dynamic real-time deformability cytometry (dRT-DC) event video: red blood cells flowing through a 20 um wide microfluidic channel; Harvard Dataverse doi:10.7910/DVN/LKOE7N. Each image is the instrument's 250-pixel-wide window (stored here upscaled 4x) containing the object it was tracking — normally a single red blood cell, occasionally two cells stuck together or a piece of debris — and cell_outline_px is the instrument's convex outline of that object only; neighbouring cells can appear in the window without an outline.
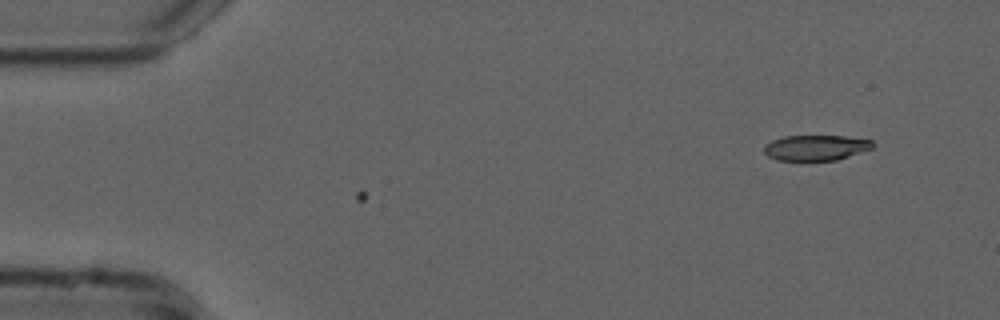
{"species": "common noctule bat (a hibernating species)", "species_latin": "Nyctalus noctula", "temperature_condition": "cold", "stored_images_in_passage": 9, "camera_frame_rate_fps": 3000, "um_per_image_px": 0.085, "animal": {"sex": "male", "forearm_length_mm": 52.5}, "frame": {"image": 1, "passage_image": 9, "time_ms": 2.667, "image_size_px": [1000, 320], "cell_outline_px": [[876, 144], [872, 148], [836, 160], [800, 164], [776, 160], [768, 156], [764, 152], [764, 144], [772, 140], [784, 136], [844, 136], [872, 140]], "centroid_in_image_um": [69.28, 12.61], "position_along_channel_um": 15.7, "area_um2": 16.94}}